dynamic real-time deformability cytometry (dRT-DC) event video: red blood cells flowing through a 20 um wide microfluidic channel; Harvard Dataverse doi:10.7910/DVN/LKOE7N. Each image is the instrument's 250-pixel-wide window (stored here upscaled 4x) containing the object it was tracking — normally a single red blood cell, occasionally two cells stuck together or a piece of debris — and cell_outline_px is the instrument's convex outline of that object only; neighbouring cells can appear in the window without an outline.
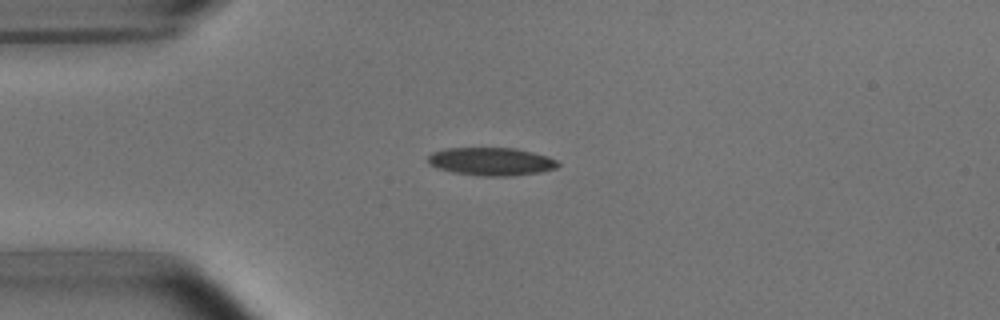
{"species": "common noctule bat (a hibernating species)", "species_latin": "Nyctalus noctula", "temperature_condition": "room temperature", "stored_images_in_passage": 3, "camera_frame_rate_fps": 3000, "um_per_image_px": 0.085, "animal": {"sex": "male", "body_mass_g": 15.6}, "frame": {"image": 1, "passage_image": 1, "time_ms": 0.0, "image_size_px": [1000, 320], "cell_outline_px": [[560, 164], [556, 168], [540, 172], [512, 176], [484, 176], [456, 172], [440, 168], [428, 164], [428, 156], [432, 152], [448, 148], [516, 148], [548, 156], [556, 160]], "centroid_in_image_um": [41.79, 13.72], "position_along_channel_um": 43.2, "area_um2": 21.04}}